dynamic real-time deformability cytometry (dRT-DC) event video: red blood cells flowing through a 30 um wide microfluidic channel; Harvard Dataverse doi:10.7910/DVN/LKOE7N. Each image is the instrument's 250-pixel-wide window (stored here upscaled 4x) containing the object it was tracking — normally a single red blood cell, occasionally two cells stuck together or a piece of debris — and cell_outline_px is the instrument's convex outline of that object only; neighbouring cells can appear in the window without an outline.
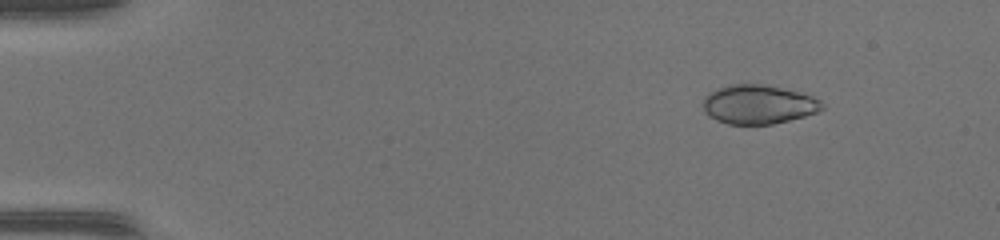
{"species": "common noctule bat (a hibernating species)", "species_latin": "Nyctalus noctula", "temperature_condition": "warm", "stored_images_in_passage": 51, "camera_frame_rate_fps": 3000, "um_per_image_px": 0.085, "animal": {"sex": "female", "body_mass_g": 17.0, "forearm_length_mm": 48.0}, "frame": {"image": 1, "passage_image": 7, "time_ms": 2.0, "image_size_px": [1000, 240], "cell_outline_px": [[824, 108], [816, 112], [804, 116], [772, 124], [728, 124], [716, 120], [708, 116], [704, 108], [704, 96], [716, 88], [732, 84], [760, 84], [780, 88], [812, 96], [820, 100], [824, 104]], "centroid_in_image_um": [64.44, 8.88], "position_along_channel_um": 20.6, "area_um2": 26.82}}
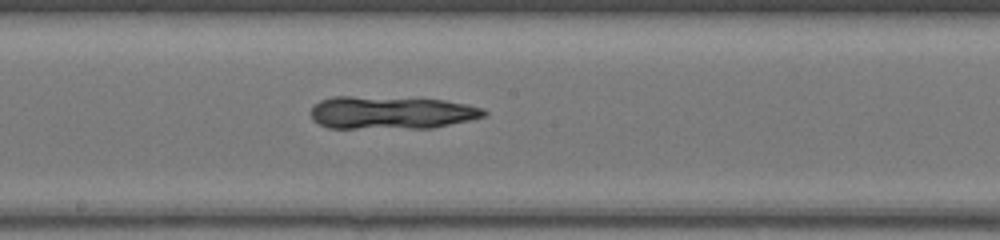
{"frame": {"image": 2, "passage_image": 29, "time_ms": 9.333, "image_size_px": [1000, 240], "cell_outline_px": [[488, 116], [432, 128], [328, 128], [312, 120], [312, 108], [320, 100], [332, 96], [352, 96], [444, 100], [468, 104], [484, 108], [488, 112]], "centroid_in_image_um": [33.29, 9.58], "position_along_channel_um": 214.9, "area_um2": 33.23}}
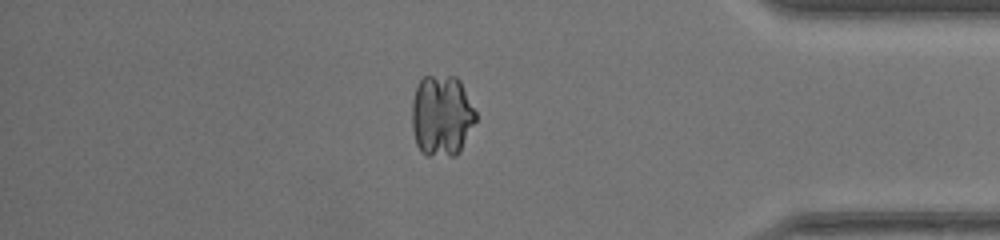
{"frame": {"image": 3, "passage_image": 44, "time_ms": 14.333, "image_size_px": [1000, 240], "cell_outline_px": [[476, 120], [460, 152], [456, 156], [428, 156], [420, 152], [416, 144], [412, 128], [412, 104], [416, 88], [420, 80], [424, 76], [456, 76], [460, 80], [476, 112]], "centroid_in_image_um": [37.54, 9.85], "position_along_channel_um": 397.7, "area_um2": 30.46}}